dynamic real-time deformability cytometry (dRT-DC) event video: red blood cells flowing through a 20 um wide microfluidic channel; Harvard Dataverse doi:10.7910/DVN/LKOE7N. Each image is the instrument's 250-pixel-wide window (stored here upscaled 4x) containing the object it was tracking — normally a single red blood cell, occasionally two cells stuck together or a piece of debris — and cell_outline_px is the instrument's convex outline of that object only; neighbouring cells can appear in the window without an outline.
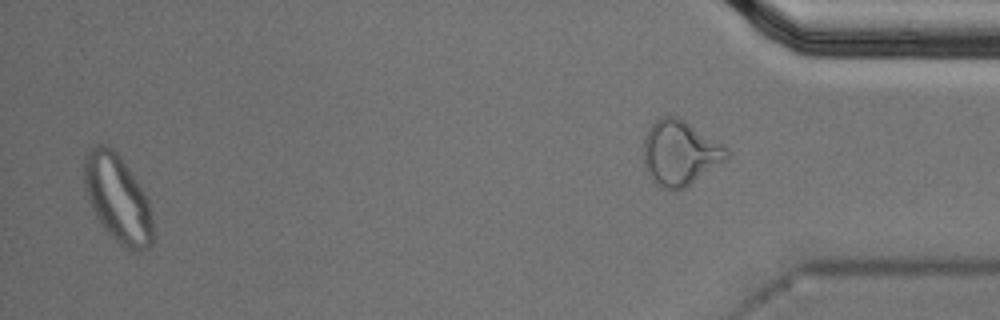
{"species": "Egyptian fruit bat (a non-hibernating species)", "species_latin": "Rousettus aegyptiacus", "temperature_condition": "cold", "stored_images_in_passage": 46, "segment_of_instrument_passage": [2, 3], "camera_frame_rate_fps": 3000, "um_per_image_px": 0.085, "animal": {"sex": "male"}, "frame": {"image": 1, "passage_image": 44, "time_ms": 14.333, "image_size_px": [1000, 320], "cell_outline_px": [[156, 236], [152, 244], [148, 248], [140, 252], [132, 252], [120, 244], [104, 228], [96, 216], [92, 208], [84, 188], [84, 156], [96, 144], [104, 144], [112, 148], [120, 156], [144, 192], [148, 200], [152, 212]], "centroid_in_image_um": [10.04, 16.93], "position_along_channel_um": 425.2, "area_um2": 35.43}}